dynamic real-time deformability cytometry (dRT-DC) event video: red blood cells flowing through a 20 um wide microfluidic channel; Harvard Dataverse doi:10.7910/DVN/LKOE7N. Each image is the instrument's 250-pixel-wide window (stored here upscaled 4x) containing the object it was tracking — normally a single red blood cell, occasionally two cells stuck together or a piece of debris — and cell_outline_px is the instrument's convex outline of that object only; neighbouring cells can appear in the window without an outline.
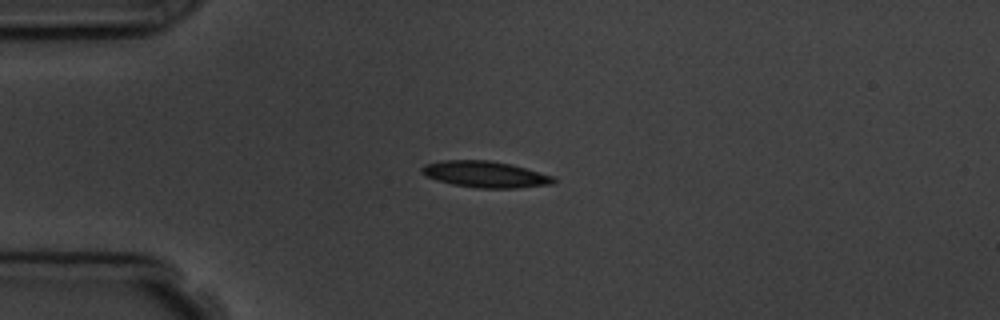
{"species": "common noctule bat (a hibernating species)", "species_latin": "Nyctalus noctula", "temperature_condition": "room temperature", "stored_images_in_passage": 5, "camera_frame_rate_fps": 3000, "um_per_image_px": 0.085, "animal": {"sex": "male", "body_mass_g": 19.5, "forearm_length_mm": 54.6}, "frame": {"image": 1, "passage_image": 3, "time_ms": 2.333, "image_size_px": [1000, 320], "cell_outline_px": [[556, 184], [516, 188], [476, 188], [452, 184], [436, 180], [424, 176], [420, 172], [420, 168], [424, 164], [444, 160], [488, 160], [512, 164], [556, 176]], "centroid_in_image_um": [41.27, 14.82], "position_along_channel_um": 43.7, "area_um2": 20.63}}